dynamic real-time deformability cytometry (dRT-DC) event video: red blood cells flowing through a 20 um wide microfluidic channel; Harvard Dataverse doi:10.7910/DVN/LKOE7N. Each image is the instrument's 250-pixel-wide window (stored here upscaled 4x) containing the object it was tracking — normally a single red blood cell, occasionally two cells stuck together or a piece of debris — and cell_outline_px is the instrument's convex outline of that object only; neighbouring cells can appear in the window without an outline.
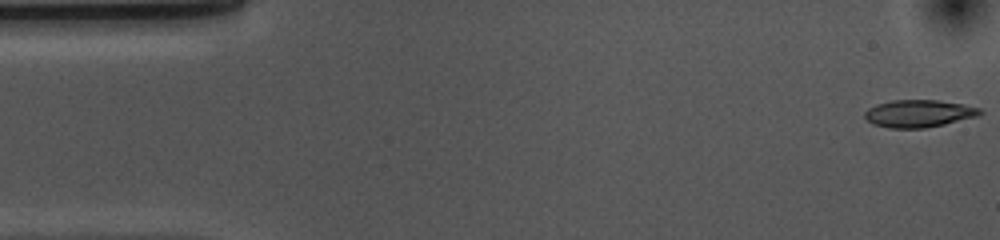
{"species": "common noctule bat (a hibernating species)", "species_latin": "Nyctalus noctula", "temperature_condition": "cold", "stored_images_in_passage": 54, "camera_frame_rate_fps": 3000, "um_per_image_px": 0.085, "animal": {"sex": "female", "body_mass_g": 10.0, "forearm_length_mm": 53.1}, "frame": {"image": 1, "passage_image": 1, "time_ms": 0.0, "image_size_px": [1000, 240], "cell_outline_px": [[984, 112], [980, 116], [944, 124], [924, 128], [888, 128], [872, 124], [864, 116], [864, 112], [868, 108], [876, 104], [892, 100], [936, 100], [964, 104], [980, 108]], "centroid_in_image_um": [78.11, 9.65], "position_along_channel_um": 6.9, "area_um2": 18.55}}
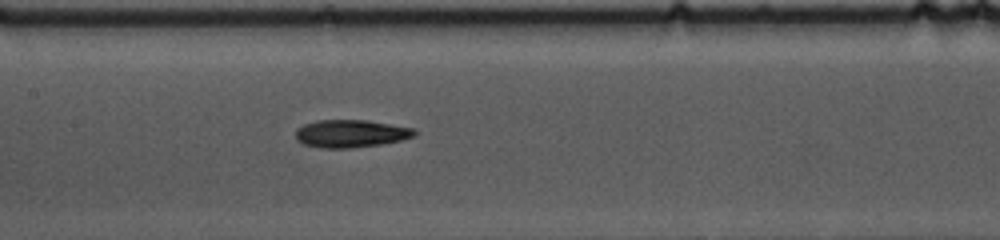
{"frame": {"image": 2, "passage_image": 24, "time_ms": 7.667, "image_size_px": [1000, 240], "cell_outline_px": [[416, 136], [400, 140], [380, 144], [352, 148], [320, 148], [304, 144], [296, 140], [296, 128], [304, 124], [316, 120], [368, 120], [416, 128]], "centroid_in_image_um": [29.82, 11.35], "position_along_channel_um": 177.6, "area_um2": 19.36}}
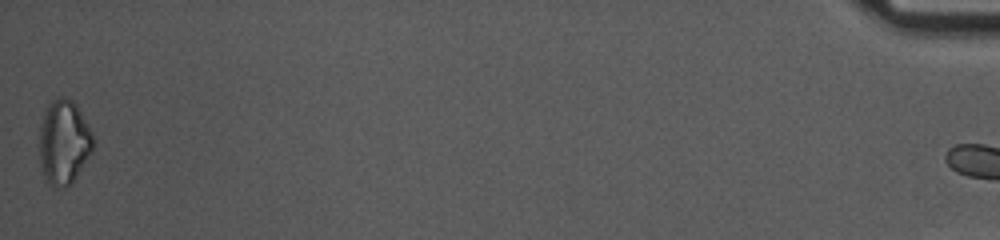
{"frame": {"image": 3, "passage_image": 53, "time_ms": 17.333, "image_size_px": [1000, 240], "cell_outline_px": [[92, 152], [72, 184], [56, 188], [52, 188], [48, 184], [40, 164], [40, 128], [48, 104], [52, 100], [60, 96], [64, 96], [72, 100], [76, 104], [92, 132]], "centroid_in_image_um": [5.43, 12.1], "position_along_channel_um": 429.8, "area_um2": 26.3}, "authors_computed_cell_mechanics": {"area_um2": 18.9873, "velocity_mm_per_s": 3.6735, "shape_relaxation_time_tau1_ms": 4.1325, "shape_relaxation_time_tau2_ms": null, "deformation_change_tau1": 0.1271, "deformation_change_tau2": null}}